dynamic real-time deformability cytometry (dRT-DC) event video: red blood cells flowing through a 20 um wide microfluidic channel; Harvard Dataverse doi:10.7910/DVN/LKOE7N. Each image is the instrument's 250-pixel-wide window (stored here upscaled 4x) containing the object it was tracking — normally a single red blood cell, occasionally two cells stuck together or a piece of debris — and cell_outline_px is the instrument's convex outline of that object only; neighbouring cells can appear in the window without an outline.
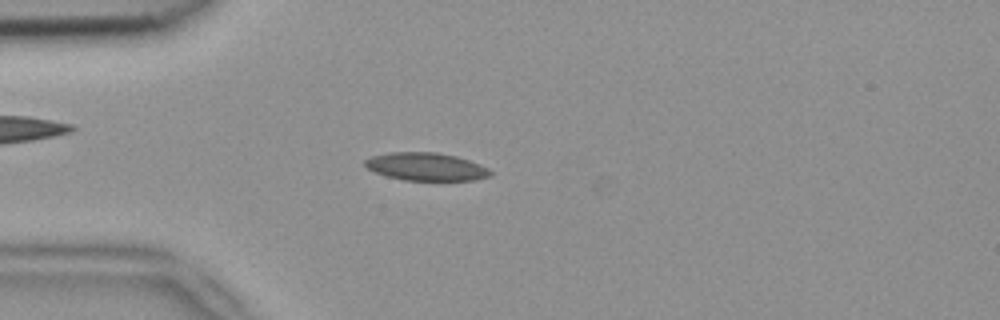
{"species": "common noctule bat (a hibernating species)", "species_latin": "Nyctalus noctula", "temperature_condition": "room temperature", "stored_images_in_passage": 5, "segment_of_instrument_passage": [1, 2], "camera_frame_rate_fps": 3000, "um_per_image_px": 0.085, "animal": {"sex": "female", "body_mass_g": 18.4}, "frame": {"image": 1, "passage_image": 4, "time_ms": 1.0, "image_size_px": [1000, 320], "cell_outline_px": [[492, 172], [488, 176], [472, 180], [404, 180], [388, 176], [376, 172], [368, 168], [364, 164], [364, 160], [372, 156], [388, 152], [436, 152], [456, 156], [480, 164], [488, 168]], "centroid_in_image_um": [36.2, 14.15], "position_along_channel_um": 48.8, "area_um2": 20.17}}